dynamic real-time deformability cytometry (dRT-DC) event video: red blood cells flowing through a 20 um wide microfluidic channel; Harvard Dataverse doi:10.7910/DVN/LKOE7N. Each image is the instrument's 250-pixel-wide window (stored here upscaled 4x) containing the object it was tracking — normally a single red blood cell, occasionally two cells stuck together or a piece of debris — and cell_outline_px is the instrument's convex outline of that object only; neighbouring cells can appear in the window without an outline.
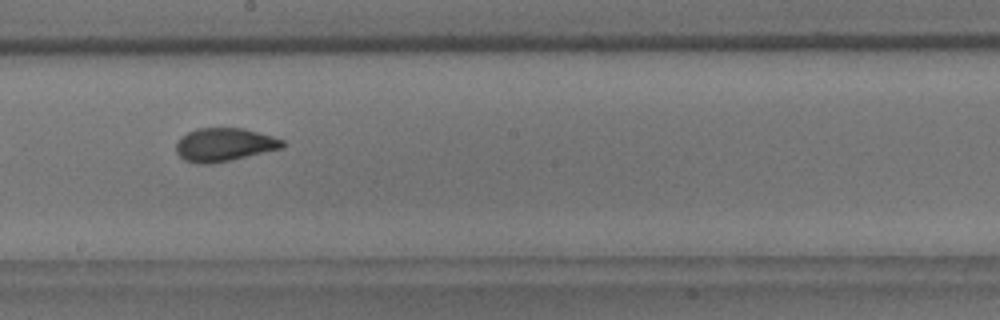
{"species": "common noctule bat (a hibernating species)", "species_latin": "Nyctalus noctula", "temperature_condition": "room temperature", "stored_images_in_passage": 9, "camera_frame_rate_fps": 3000, "um_per_image_px": 0.085, "animal": {"sex": "male", "body_mass_g": 18.8}, "frame": {"image": 1, "passage_image": 9, "time_ms": 9.333, "image_size_px": [1000, 320], "cell_outline_px": [[288, 144], [284, 148], [232, 160], [208, 164], [196, 164], [184, 160], [176, 152], [176, 144], [180, 136], [196, 128], [244, 128], [272, 136], [284, 140]], "centroid_in_image_um": [19.08, 12.3], "position_along_channel_um": 229.1, "area_um2": 20.98}}